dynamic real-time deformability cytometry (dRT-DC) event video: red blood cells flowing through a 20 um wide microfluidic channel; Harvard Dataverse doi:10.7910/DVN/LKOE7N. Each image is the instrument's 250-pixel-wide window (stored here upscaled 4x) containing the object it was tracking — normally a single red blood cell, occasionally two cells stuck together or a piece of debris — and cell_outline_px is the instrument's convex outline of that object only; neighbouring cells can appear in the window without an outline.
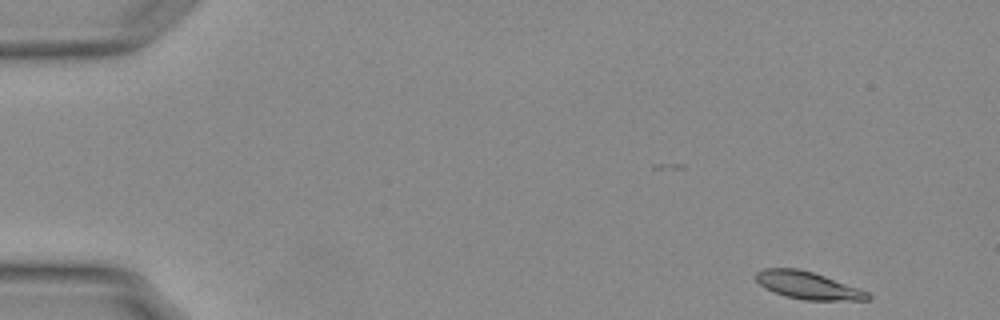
{"species": "Egyptian fruit bat (a non-hibernating species)", "species_latin": "Rousettus aegyptiacus", "temperature_condition": "warm", "stored_images_in_passage": 52, "camera_frame_rate_fps": 3000, "um_per_image_px": 0.085, "animal": {"sex": "female"}, "frame": {"image": 1, "passage_image": 1, "time_ms": 0.0, "image_size_px": [1000, 320], "cell_outline_px": [[872, 300], [804, 300], [784, 296], [764, 288], [756, 280], [756, 272], [764, 268], [796, 268], [812, 272], [860, 288], [868, 292], [872, 296]], "centroid_in_image_um": [68.69, 24.27], "position_along_channel_um": 16.3, "area_um2": 17.92}}
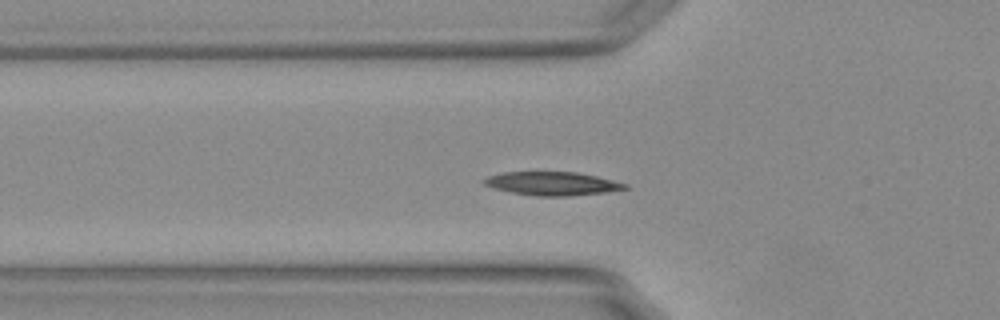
{"frame": {"image": 2, "passage_image": 16, "time_ms": 5.0, "image_size_px": [1000, 320], "cell_outline_px": [[628, 188], [604, 192], [572, 196], [536, 196], [512, 192], [492, 188], [484, 184], [480, 180], [488, 176], [504, 172], [576, 172], [596, 176], [628, 184]], "centroid_in_image_um": [46.9, 15.6], "position_along_channel_um": 78.9, "area_um2": 19.25}, "authors_computed_cell_mechanics": {"area_um2": 18.3804, "velocity_mm_per_s": 3.7469, "shape_relaxation_time_tau1_ms": 6.6668, "shape_relaxation_time_tau2_ms": 4.2899, "deformation_change_tau1": 0.1955, "deformation_change_tau2": 0.0889}}